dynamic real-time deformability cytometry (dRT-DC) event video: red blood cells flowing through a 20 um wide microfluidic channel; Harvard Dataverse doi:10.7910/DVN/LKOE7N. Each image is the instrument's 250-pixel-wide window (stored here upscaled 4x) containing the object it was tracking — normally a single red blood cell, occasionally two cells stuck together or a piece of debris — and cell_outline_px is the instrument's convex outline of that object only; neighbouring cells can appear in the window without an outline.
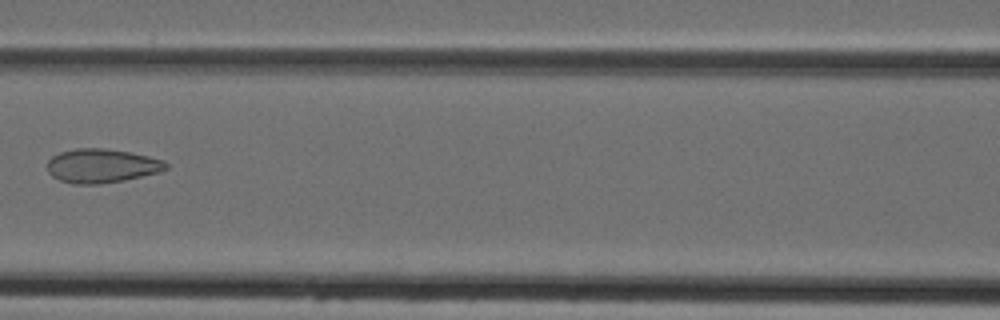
{"species": "Egyptian fruit bat (a non-hibernating species)", "species_latin": "Rousettus aegyptiacus", "temperature_condition": "cold", "stored_images_in_passage": 6, "camera_frame_rate_fps": 3000, "um_per_image_px": 0.085, "animal": {"sex": "female"}, "frame": {"image": 1, "passage_image": 6, "time_ms": 5.667, "image_size_px": [1000, 320], "cell_outline_px": [[168, 168], [160, 172], [124, 180], [100, 184], [72, 184], [60, 180], [52, 176], [48, 172], [48, 160], [52, 156], [60, 152], [76, 148], [104, 148], [132, 152], [164, 160], [168, 164]], "centroid_in_image_um": [8.65, 14.09], "position_along_channel_um": 157.9, "area_um2": 23.64}}